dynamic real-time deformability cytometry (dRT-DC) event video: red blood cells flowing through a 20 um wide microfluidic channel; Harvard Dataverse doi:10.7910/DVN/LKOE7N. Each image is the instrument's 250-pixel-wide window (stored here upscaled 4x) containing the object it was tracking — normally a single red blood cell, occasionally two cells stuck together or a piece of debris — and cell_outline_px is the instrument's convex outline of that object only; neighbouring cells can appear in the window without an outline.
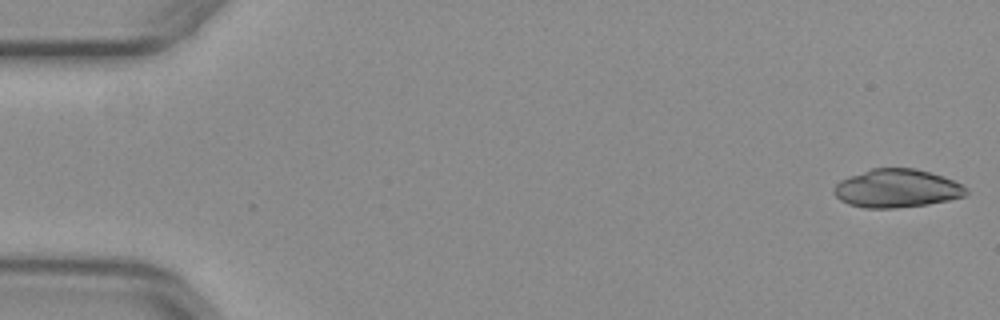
{"species": "common noctule bat (a hibernating species)", "species_latin": "Nyctalus noctula", "temperature_condition": "warm", "stored_images_in_passage": 41, "camera_frame_rate_fps": 3000, "um_per_image_px": 0.085, "animal": {"sex": "female", "body_mass_g": 29.2, "forearm_length_mm": 56.3}, "frame": {"image": 1, "passage_image": 1, "time_ms": 0.0, "image_size_px": [1000, 320], "cell_outline_px": [[968, 192], [964, 196], [948, 200], [928, 204], [896, 208], [864, 208], [848, 204], [840, 200], [832, 192], [832, 188], [840, 180], [848, 176], [872, 168], [916, 168], [944, 176], [968, 188]], "centroid_in_image_um": [76.2, 16.01], "position_along_channel_um": 8.8, "area_um2": 29.71}}
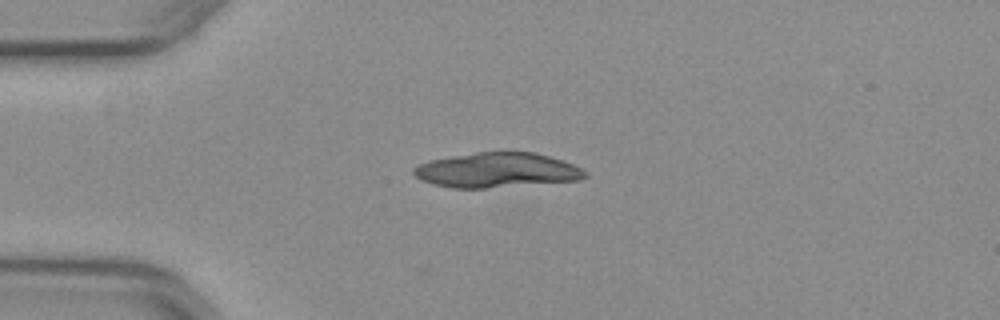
{"frame": {"image": 2, "passage_image": 13, "time_ms": 4.0, "image_size_px": [1000, 320], "cell_outline_px": [[588, 176], [580, 180], [484, 188], [452, 188], [432, 184], [420, 180], [412, 172], [412, 168], [428, 160], [476, 152], [532, 152], [548, 156], [572, 164], [588, 172]], "centroid_in_image_um": [42.2, 14.47], "position_along_channel_um": 42.8, "area_um2": 34.68}}